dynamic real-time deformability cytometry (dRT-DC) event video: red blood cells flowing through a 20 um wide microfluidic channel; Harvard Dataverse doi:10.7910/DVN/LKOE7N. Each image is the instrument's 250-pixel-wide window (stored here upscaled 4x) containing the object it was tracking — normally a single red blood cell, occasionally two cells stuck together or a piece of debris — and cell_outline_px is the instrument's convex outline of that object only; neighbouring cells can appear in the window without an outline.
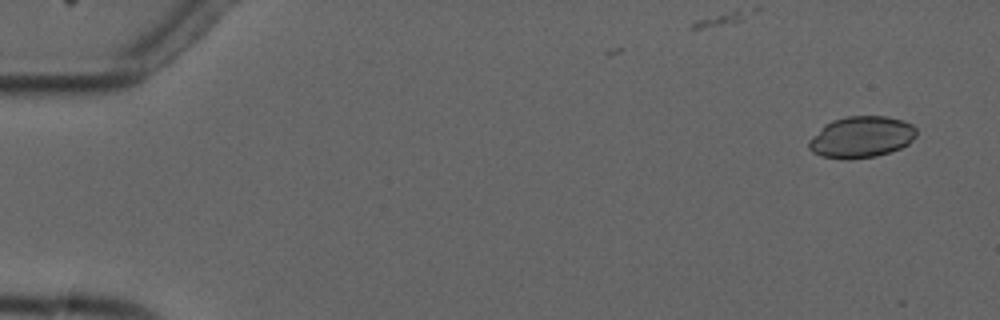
{"species": "common noctule bat (a hibernating species)", "species_latin": "Nyctalus noctula", "temperature_condition": "cold", "stored_images_in_passage": 2, "camera_frame_rate_fps": 3000, "um_per_image_px": 0.085, "animal": {"sex": "male", "forearm_length_mm": 52.5}, "frame": {"image": 1, "passage_image": 2, "time_ms": 1.333, "image_size_px": [1000, 320], "cell_outline_px": [[916, 136], [908, 144], [900, 148], [876, 156], [848, 160], [844, 160], [820, 156], [812, 152], [808, 148], [808, 140], [824, 124], [832, 120], [848, 116], [888, 116], [904, 120], [912, 124], [916, 128]], "centroid_in_image_um": [73.19, 11.65], "position_along_channel_um": 11.8, "area_um2": 26.3}}